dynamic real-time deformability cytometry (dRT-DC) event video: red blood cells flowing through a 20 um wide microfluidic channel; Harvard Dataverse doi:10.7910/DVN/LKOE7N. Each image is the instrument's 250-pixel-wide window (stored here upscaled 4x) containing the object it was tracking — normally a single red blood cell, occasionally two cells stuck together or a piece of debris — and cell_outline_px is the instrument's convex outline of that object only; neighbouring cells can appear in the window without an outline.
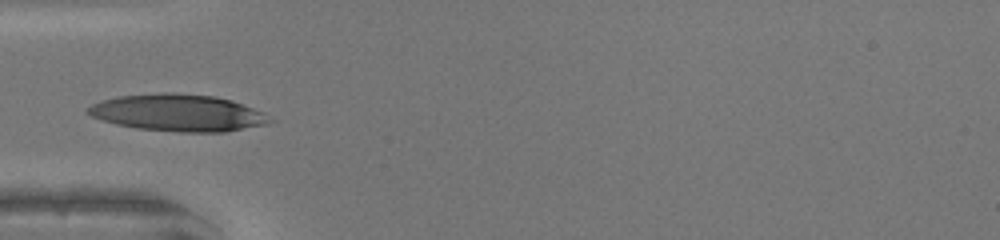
{"species": "human", "species_latin": "Homo sapiens", "temperature_condition": "warm", "stored_images_in_passage": 9, "camera_frame_rate_fps": 3000, "um_per_image_px": 0.085, "donor": {"sex": "female"}, "frame": {"image": 1, "passage_image": 1, "time_ms": 0.0, "image_size_px": [1000, 240], "cell_outline_px": [[276, 120], [268, 124], [224, 132], [180, 132], [136, 128], [116, 124], [92, 116], [84, 112], [92, 104], [116, 96], [164, 92], [172, 92], [216, 96], [232, 100], [264, 112]], "centroid_in_image_um": [15.18, 9.58], "position_along_channel_um": 69.8, "area_um2": 39.36}}
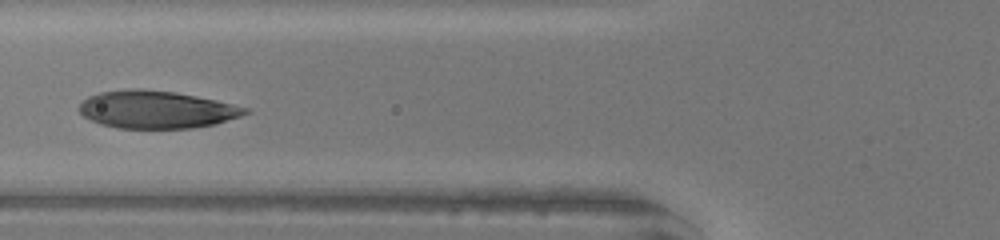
{"frame": {"image": 2, "passage_image": 4, "time_ms": 1.0, "image_size_px": [1000, 240], "cell_outline_px": [[252, 112], [216, 124], [192, 128], [116, 128], [100, 124], [84, 116], [76, 108], [88, 96], [100, 92], [136, 88], [140, 88], [176, 92], [216, 100], [248, 108]], "centroid_in_image_um": [13.3, 9.31], "position_along_channel_um": 112.5, "area_um2": 36.41}}
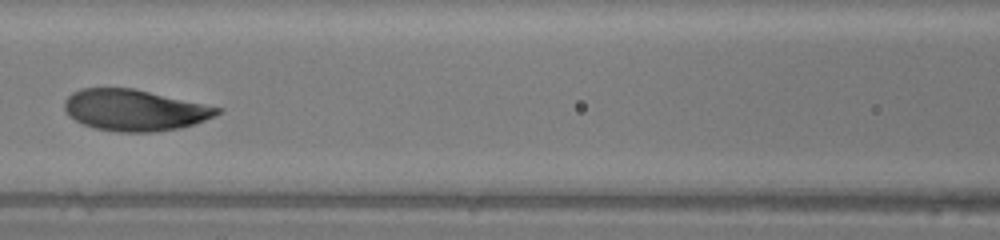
{"frame": {"image": 3, "passage_image": 7, "time_ms": 2.0, "image_size_px": [1000, 240], "cell_outline_px": [[224, 108], [220, 112], [204, 120], [180, 128], [152, 132], [120, 132], [96, 128], [84, 124], [68, 116], [64, 108], [64, 100], [72, 92], [80, 88], [132, 88]], "centroid_in_image_um": [11.41, 9.35], "position_along_channel_um": 155.2, "area_um2": 36.53}}